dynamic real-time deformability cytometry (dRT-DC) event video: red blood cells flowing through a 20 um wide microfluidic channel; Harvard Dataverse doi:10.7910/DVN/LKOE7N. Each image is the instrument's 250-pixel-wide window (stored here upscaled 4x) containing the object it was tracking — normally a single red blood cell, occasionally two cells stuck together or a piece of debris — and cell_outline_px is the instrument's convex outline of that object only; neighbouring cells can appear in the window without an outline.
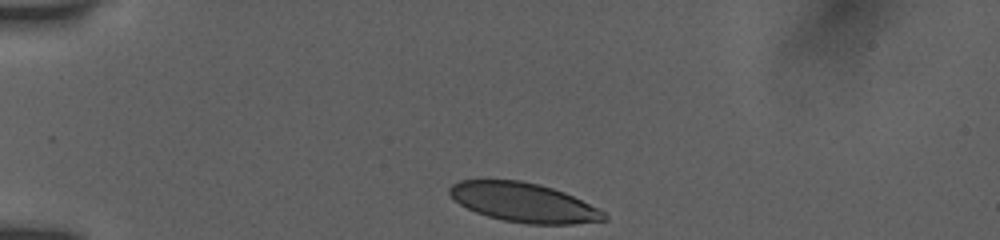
{"species": "human", "species_latin": "Homo sapiens", "temperature_condition": "room temperature", "stored_images_in_passage": 35, "camera_frame_rate_fps": 3000, "um_per_image_px": 0.085, "donor": {"sex": "female"}, "frame": {"image": 1, "passage_image": 1, "time_ms": 0.0, "image_size_px": [1000, 240], "cell_outline_px": [[608, 220], [572, 224], [528, 224], [504, 220], [488, 216], [476, 212], [460, 204], [448, 192], [448, 188], [452, 184], [460, 180], [520, 180], [540, 184], [564, 192], [604, 212], [608, 216]], "centroid_in_image_um": [44.51, 17.21], "position_along_channel_um": 40.5, "area_um2": 35.03}}
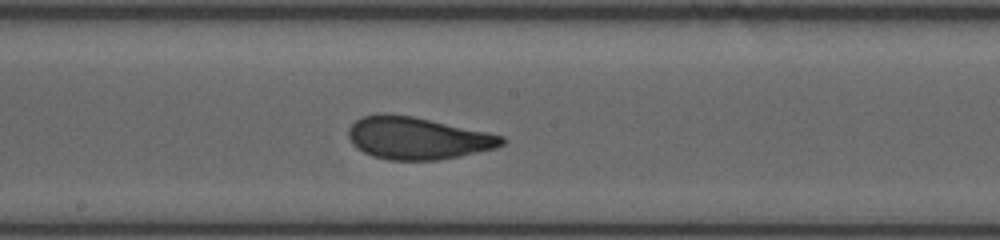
{"frame": {"image": 2, "passage_image": 18, "time_ms": 5.667, "image_size_px": [1000, 240], "cell_outline_px": [[508, 140], [504, 144], [496, 148], [436, 160], [388, 160], [372, 156], [356, 148], [352, 144], [348, 136], [348, 128], [356, 120], [364, 116], [384, 112], [412, 116], [488, 132], [504, 136]], "centroid_in_image_um": [35.47, 11.73], "position_along_channel_um": 212.7, "area_um2": 37.8}}
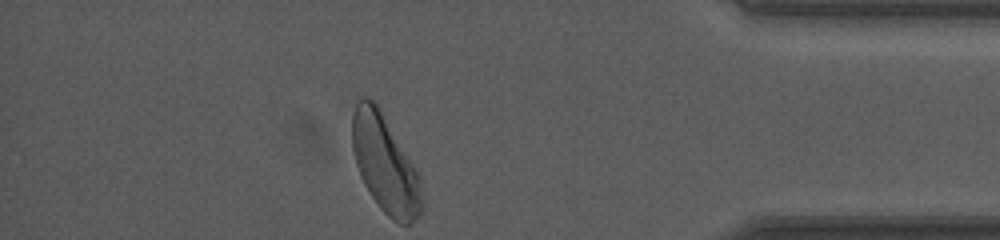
{"frame": {"image": 3, "passage_image": 35, "time_ms": 11.333, "image_size_px": [1000, 240], "cell_outline_px": [[424, 204], [420, 216], [408, 224], [400, 224], [392, 220], [380, 208], [364, 184], [360, 176], [356, 164], [352, 148], [352, 116], [356, 104], [360, 100], [372, 100], [376, 104], [416, 168]], "centroid_in_image_um": [32.74, 14.01], "position_along_channel_um": 402.5, "area_um2": 38.96}, "authors_computed_cell_mechanics": {"area_um2": 37.3966, "velocity_mm_per_s": 3.8825, "shape_relaxation_time_tau1_ms": 3.3301, "shape_relaxation_time_tau2_ms": 0.7769, "deformation_change_tau1": 0.1434, "deformation_change_tau2": 0.0566}}